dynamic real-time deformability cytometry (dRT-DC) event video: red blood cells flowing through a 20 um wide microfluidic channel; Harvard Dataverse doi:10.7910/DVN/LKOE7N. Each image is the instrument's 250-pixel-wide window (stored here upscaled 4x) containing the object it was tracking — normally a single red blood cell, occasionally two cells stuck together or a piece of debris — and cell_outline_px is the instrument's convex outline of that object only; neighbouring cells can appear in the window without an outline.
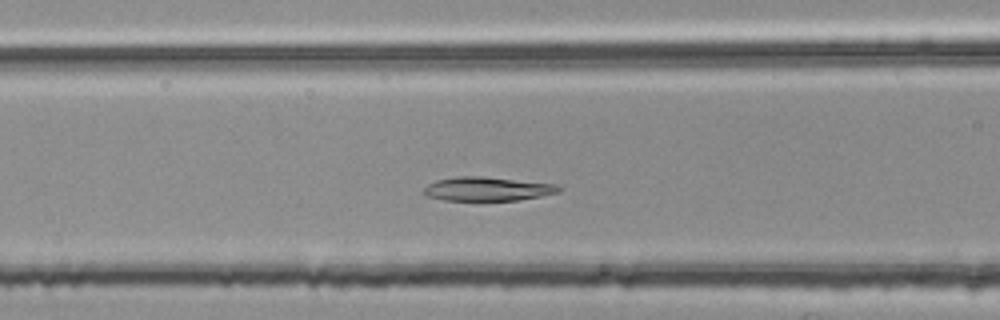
{"species": "common noctule bat (a hibernating species)", "species_latin": "Nyctalus noctula", "temperature_condition": "room temperature", "stored_images_in_passage": 42, "camera_frame_rate_fps": 3000, "um_per_image_px": 0.085, "animal": {"sex": "female", "body_mass_g": 25.1}, "frame": {"image": 1, "passage_image": 14, "time_ms": 4.333, "image_size_px": [1000, 320], "cell_outline_px": [[564, 188], [560, 192], [520, 200], [444, 200], [428, 196], [420, 192], [428, 184], [436, 180], [456, 176], [480, 176], [556, 184]], "centroid_in_image_um": [41.42, 16.05], "position_along_channel_um": 125.2, "area_um2": 18.84}}
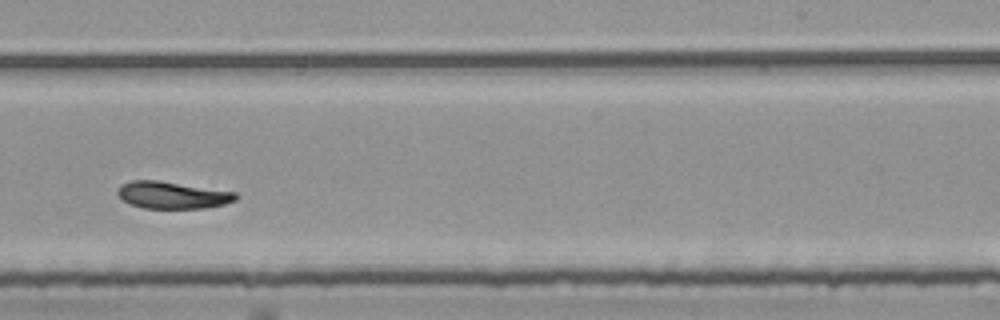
{"frame": {"image": 2, "passage_image": 26, "time_ms": 8.333, "image_size_px": [1000, 320], "cell_outline_px": [[240, 196], [236, 200], [224, 204], [204, 208], [144, 208], [128, 204], [116, 192], [120, 184], [132, 180], [156, 180], [236, 192]], "centroid_in_image_um": [14.65, 16.58], "position_along_channel_um": 274.4, "area_um2": 18.61}}
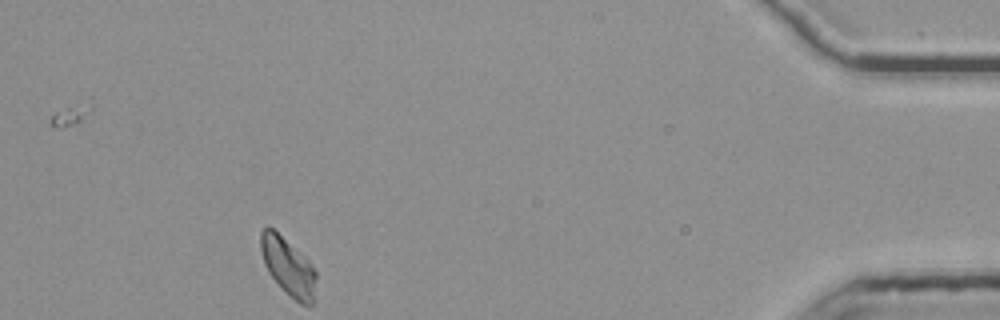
{"frame": {"image": 3, "passage_image": 42, "time_ms": 13.667, "image_size_px": [1000, 320], "cell_outline_px": [[316, 276], [312, 304], [300, 304], [268, 272], [264, 264], [260, 248], [260, 232], [268, 224], [308, 260], [312, 264], [316, 272]], "centroid_in_image_um": [24.46, 22.6], "position_along_channel_um": 410.7, "area_um2": 18.03}, "authors_computed_cell_mechanics": {"area_um2": 18.9295, "velocity_mm_per_s": 3.7394, "shape_relaxation_time_tau1_ms": null, "shape_relaxation_time_tau2_ms": 7.8593, "deformation_change_tau1": null, "deformation_change_tau2": 0.1153}}